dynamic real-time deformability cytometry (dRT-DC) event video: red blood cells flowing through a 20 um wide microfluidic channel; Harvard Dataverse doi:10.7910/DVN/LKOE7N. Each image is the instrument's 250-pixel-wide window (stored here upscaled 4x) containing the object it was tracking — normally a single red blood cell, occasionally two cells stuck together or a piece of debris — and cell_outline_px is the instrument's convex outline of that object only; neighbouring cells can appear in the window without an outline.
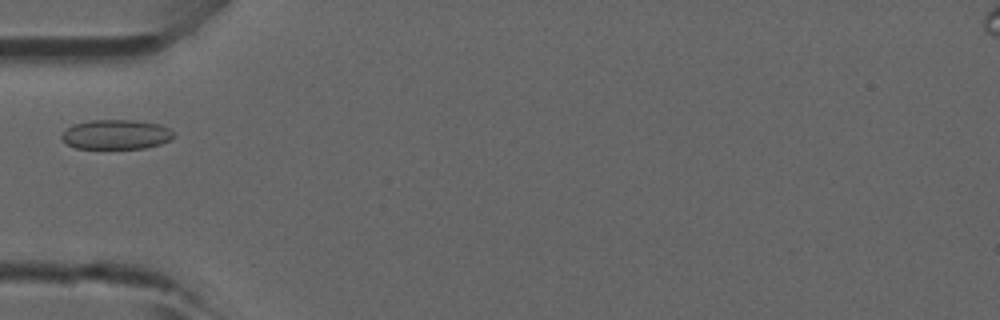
{"species": "common noctule bat (a hibernating species)", "species_latin": "Nyctalus noctula", "temperature_condition": "room temperature", "stored_images_in_passage": 4, "camera_frame_rate_fps": 3000, "um_per_image_px": 0.085, "animal": {"sex": "male", "forearm_length_mm": 52.5}, "frame": {"image": 1, "passage_image": 3, "time_ms": 0.667, "image_size_px": [1000, 320], "cell_outline_px": [[172, 140], [160, 144], [144, 148], [76, 148], [68, 144], [60, 136], [72, 124], [92, 120], [132, 120], [160, 124], [168, 128], [172, 132]], "centroid_in_image_um": [9.87, 11.43], "position_along_channel_um": 75.1, "area_um2": 19.13}}
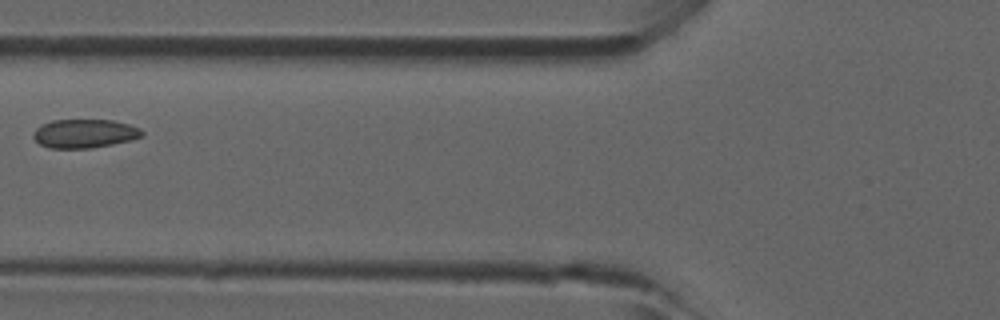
{"frame": {"image": 2, "passage_image": 4, "time_ms": 1.0, "image_size_px": [1000, 320], "cell_outline_px": [[144, 136], [112, 144], [92, 148], [48, 148], [40, 144], [32, 136], [32, 132], [40, 124], [52, 120], [112, 120], [128, 124], [140, 128], [144, 132]], "centroid_in_image_um": [7.15, 11.35], "position_along_channel_um": 118.6, "area_um2": 18.26}}